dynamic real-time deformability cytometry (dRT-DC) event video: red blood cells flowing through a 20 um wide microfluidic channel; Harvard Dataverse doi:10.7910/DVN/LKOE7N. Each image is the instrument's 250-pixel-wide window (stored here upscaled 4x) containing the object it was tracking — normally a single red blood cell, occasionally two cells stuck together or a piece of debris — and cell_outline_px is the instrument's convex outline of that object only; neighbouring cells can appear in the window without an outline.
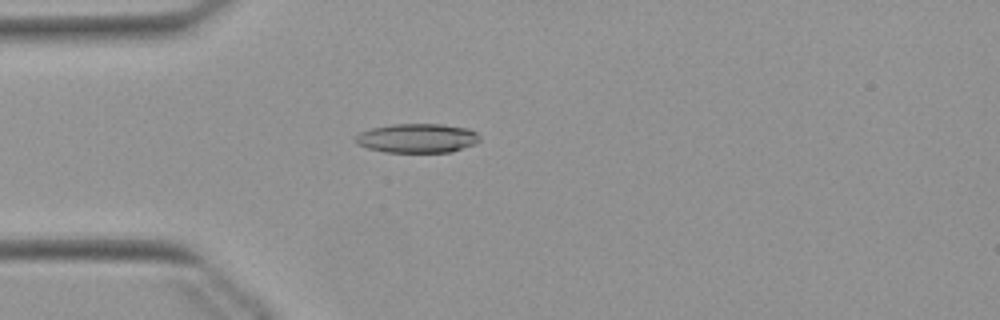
{"species": "Egyptian fruit bat (a non-hibernating species)", "species_latin": "Rousettus aegyptiacus", "temperature_condition": "warm", "stored_images_in_passage": 45, "camera_frame_rate_fps": 3000, "um_per_image_px": 0.085, "animal": {"sex": "female"}, "frame": {"image": 1, "passage_image": 7, "time_ms": 2.0, "image_size_px": [1000, 320], "cell_outline_px": [[480, 140], [476, 144], [452, 152], [384, 152], [368, 148], [356, 144], [356, 136], [360, 132], [372, 128], [392, 124], [444, 124], [468, 128], [476, 132], [480, 136]], "centroid_in_image_um": [35.5, 11.74], "position_along_channel_um": 49.5, "area_um2": 21.27}}
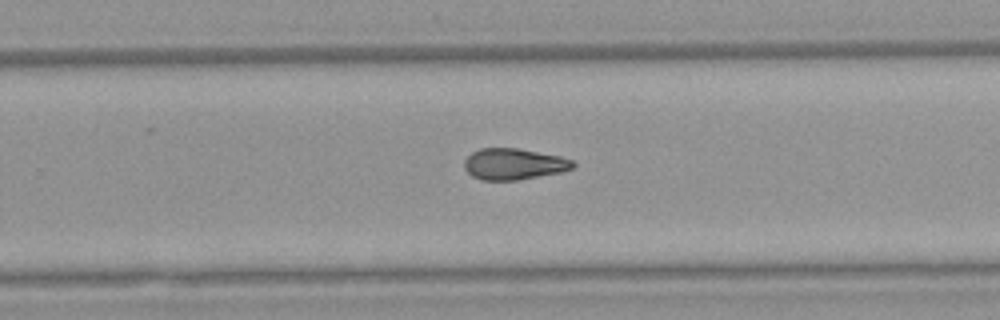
{"frame": {"image": 2, "passage_image": 26, "time_ms": 8.333, "image_size_px": [1000, 320], "cell_outline_px": [[576, 164], [572, 168], [564, 172], [516, 180], [484, 180], [472, 176], [464, 168], [464, 160], [472, 152], [480, 148], [516, 148], [560, 156], [572, 160]], "centroid_in_image_um": [43.68, 13.94], "position_along_channel_um": 286.1, "area_um2": 19.77}}
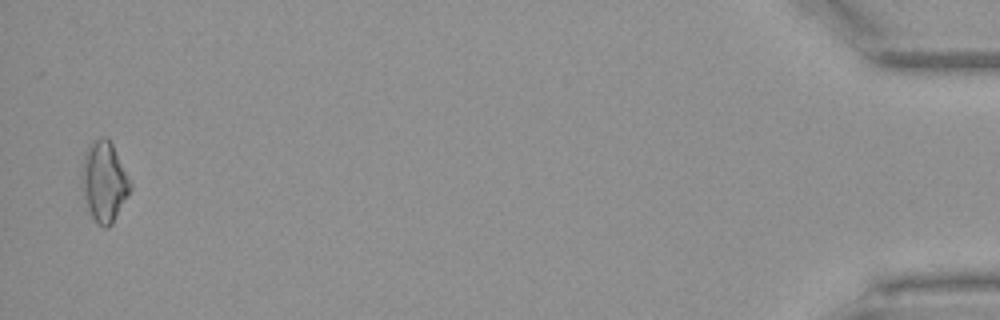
{"frame": {"image": 3, "passage_image": 44, "time_ms": 14.333, "image_size_px": [1000, 320], "cell_outline_px": [[132, 188], [112, 224], [108, 228], [104, 228], [92, 216], [88, 208], [80, 176], [84, 156], [88, 144], [92, 140], [104, 136], [112, 144], [132, 184]], "centroid_in_image_um": [8.85, 15.42], "position_along_channel_um": 426.3, "area_um2": 22.37}, "authors_computed_cell_mechanics": {"area_um2": 20.1144, "velocity_mm_per_s": 3.9, "shape_relaxation_time_tau1_ms": null, "shape_relaxation_time_tau2_ms": 2.891, "deformation_change_tau1": null, "deformation_change_tau2": 0.1056}}